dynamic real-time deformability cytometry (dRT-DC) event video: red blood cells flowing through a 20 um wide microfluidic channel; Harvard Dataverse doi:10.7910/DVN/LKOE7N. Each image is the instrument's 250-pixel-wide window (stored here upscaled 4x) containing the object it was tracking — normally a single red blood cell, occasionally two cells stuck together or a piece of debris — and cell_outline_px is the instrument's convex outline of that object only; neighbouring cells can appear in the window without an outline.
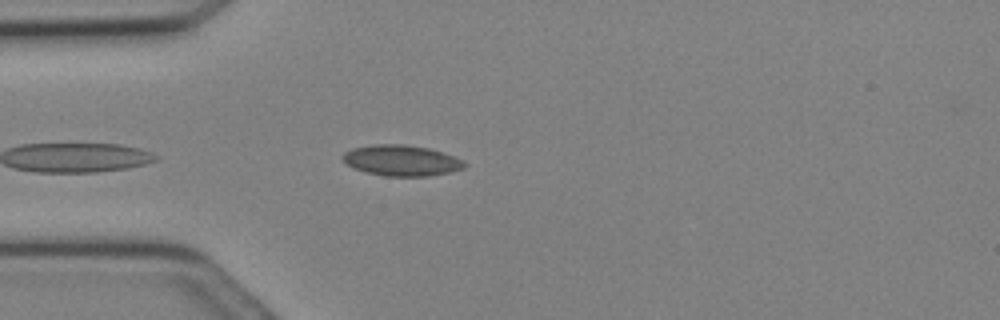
{"species": "Egyptian fruit bat (a non-hibernating species)", "species_latin": "Rousettus aegyptiacus", "temperature_condition": "cold", "stored_images_in_passage": 9, "camera_frame_rate_fps": 3000, "um_per_image_px": 0.085, "animal": {"sex": "female"}, "frame": {"image": 1, "passage_image": 1, "time_ms": 0.0, "image_size_px": [1000, 320], "cell_outline_px": [[468, 164], [464, 168], [448, 172], [428, 176], [384, 176], [368, 172], [356, 168], [348, 164], [340, 156], [344, 152], [352, 148], [372, 144], [404, 144], [428, 148], [464, 160]], "centroid_in_image_um": [34.12, 13.63], "position_along_channel_um": 50.9, "area_um2": 21.68}}
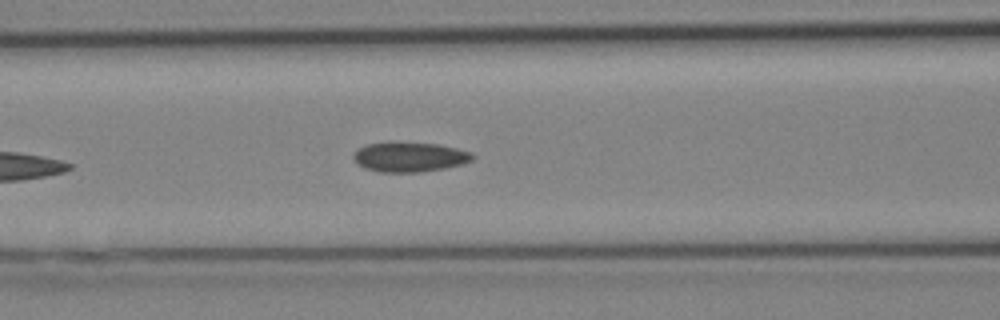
{"frame": {"image": 2, "passage_image": 5, "time_ms": 1.333, "image_size_px": [1000, 320], "cell_outline_px": [[476, 156], [472, 160], [460, 164], [420, 172], [380, 172], [364, 168], [356, 164], [352, 160], [352, 152], [368, 144], [388, 140], [440, 144], [472, 152]], "centroid_in_image_um": [34.74, 13.31], "position_along_channel_um": 131.9, "area_um2": 21.15}}
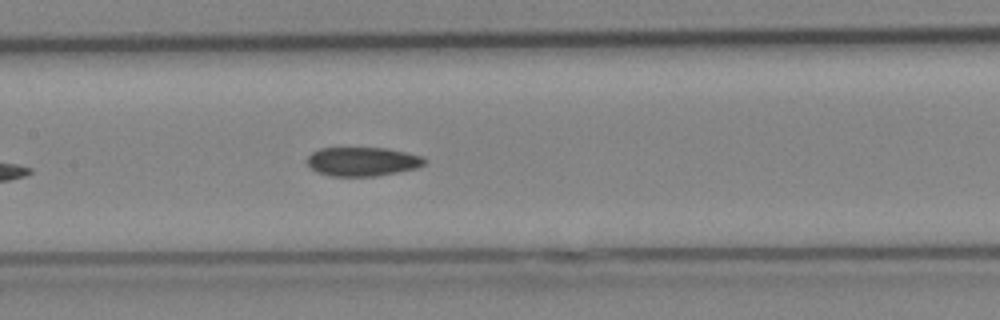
{"frame": {"image": 3, "passage_image": 7, "time_ms": 2.0, "image_size_px": [1000, 320], "cell_outline_px": [[428, 160], [424, 164], [416, 168], [376, 176], [332, 176], [316, 172], [308, 164], [308, 156], [312, 152], [320, 148], [388, 148], [424, 156]], "centroid_in_image_um": [30.84, 13.72], "position_along_channel_um": 176.6, "area_um2": 19.83}}